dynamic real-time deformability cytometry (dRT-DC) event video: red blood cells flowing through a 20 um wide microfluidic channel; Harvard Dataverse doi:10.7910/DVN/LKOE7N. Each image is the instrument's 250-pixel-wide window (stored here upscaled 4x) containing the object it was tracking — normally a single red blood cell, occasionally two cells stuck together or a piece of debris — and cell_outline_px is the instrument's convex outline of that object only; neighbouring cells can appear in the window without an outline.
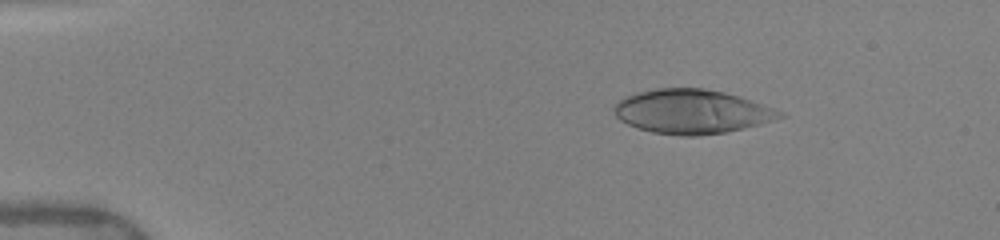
{"species": "human", "species_latin": "Homo sapiens", "temperature_condition": "warm", "stored_images_in_passage": 50, "camera_frame_rate_fps": 3000, "um_per_image_px": 0.085, "donor": {"sex": "female"}, "frame": {"image": 1, "passage_image": 8, "time_ms": 2.333, "image_size_px": [1000, 240], "cell_outline_px": [[788, 116], [744, 128], [724, 132], [696, 136], [680, 136], [652, 132], [628, 124], [620, 120], [612, 112], [612, 108], [620, 100], [636, 92], [656, 88], [704, 88], [724, 92], [740, 96], [784, 112]], "centroid_in_image_um": [58.81, 9.48], "position_along_channel_um": 26.2, "area_um2": 42.6}}
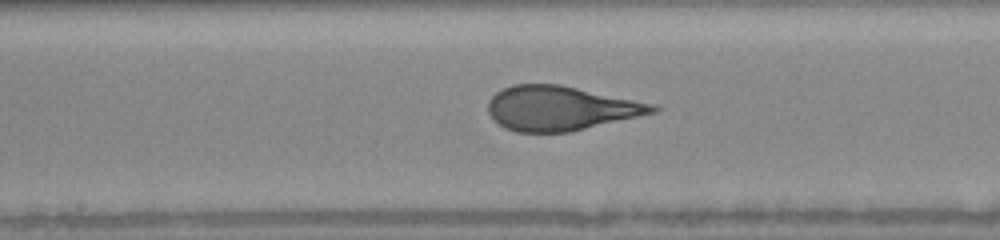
{"frame": {"image": 2, "passage_image": 27, "time_ms": 8.667, "image_size_px": [1000, 240], "cell_outline_px": [[660, 108], [656, 112], [572, 132], [516, 132], [504, 128], [488, 112], [488, 100], [496, 92], [512, 84], [560, 84], [656, 104]], "centroid_in_image_um": [47.66, 9.2], "position_along_channel_um": 200.5, "area_um2": 42.66}}
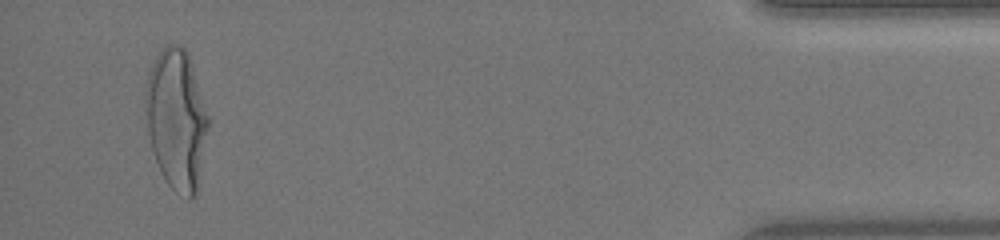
{"frame": {"image": 3, "passage_image": 48, "time_ms": 15.667, "image_size_px": [1000, 240], "cell_outline_px": [[208, 128], [196, 196], [192, 200], [188, 200], [176, 192], [168, 184], [160, 172], [152, 148], [148, 132], [144, 92], [144, 88], [148, 72], [156, 56], [168, 44], [180, 44], [188, 52], [208, 116]], "centroid_in_image_um": [14.99, 10.14], "position_along_channel_um": 420.2, "area_um2": 51.15}, "authors_computed_cell_mechanics": {"area_um2": 42.772, "velocity_mm_per_s": 4.047, "shape_relaxation_time_tau1_ms": 4.0496, "shape_relaxation_time_tau2_ms": null, "deformation_change_tau1": 0.2281, "deformation_change_tau2": null}}